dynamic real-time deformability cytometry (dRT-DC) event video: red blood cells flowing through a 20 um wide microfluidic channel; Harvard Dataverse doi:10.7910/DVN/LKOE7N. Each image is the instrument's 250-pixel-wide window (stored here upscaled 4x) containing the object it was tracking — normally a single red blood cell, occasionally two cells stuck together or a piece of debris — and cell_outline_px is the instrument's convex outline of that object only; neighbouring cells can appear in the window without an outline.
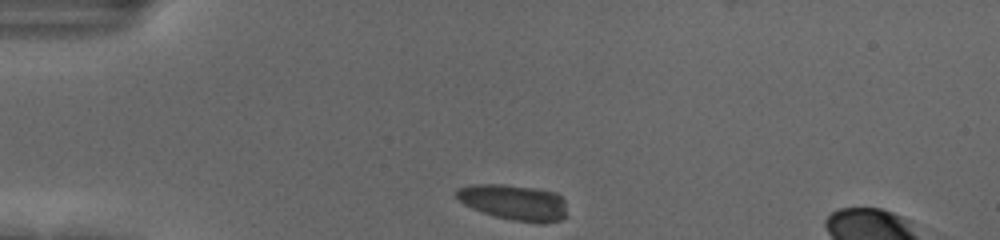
{"species": "human", "species_latin": "Homo sapiens", "temperature_condition": "cold", "stored_images_in_passage": 35, "camera_frame_rate_fps": 3000, "um_per_image_px": 0.085, "donor": {"sex": "female"}, "frame": {"image": 1, "passage_image": 1, "time_ms": 0.0, "image_size_px": [1000, 240], "cell_outline_px": [[568, 216], [560, 220], [544, 224], [540, 224], [512, 220], [496, 216], [472, 208], [464, 204], [456, 196], [456, 188], [468, 184], [504, 184], [532, 188], [552, 192], [560, 196], [564, 200]], "centroid_in_image_um": [43.7, 17.21], "position_along_channel_um": 41.3, "area_um2": 23.06}}
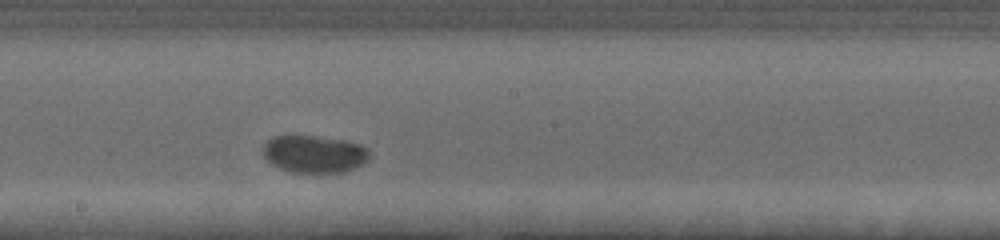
{"frame": {"image": 2, "passage_image": 19, "time_ms": 6.0, "image_size_px": [1000, 240], "cell_outline_px": [[368, 160], [364, 164], [356, 168], [344, 172], [292, 172], [280, 168], [272, 164], [264, 156], [264, 144], [272, 136], [312, 136], [344, 140], [360, 144], [368, 148]], "centroid_in_image_um": [26.74, 13.09], "position_along_channel_um": 221.5, "area_um2": 23.06}}
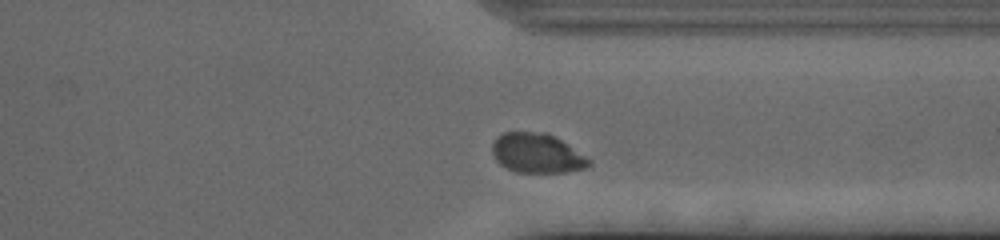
{"frame": {"image": 3, "passage_image": 31, "time_ms": 10.0, "image_size_px": [1000, 240], "cell_outline_px": [[592, 164], [588, 168], [564, 172], [516, 172], [500, 164], [496, 160], [492, 152], [492, 144], [496, 136], [504, 132], [544, 132], [568, 144], [592, 160]], "centroid_in_image_um": [45.65, 13.03], "position_along_channel_um": 365.7, "area_um2": 22.31}, "authors_computed_cell_mechanics": {"area_um2": 22.8888, "velocity_mm_per_s": 3.5851, "shape_relaxation_time_tau1_ms": 3.4132, "shape_relaxation_time_tau2_ms": null, "deformation_change_tau1": 0.2284, "deformation_change_tau2": null}}